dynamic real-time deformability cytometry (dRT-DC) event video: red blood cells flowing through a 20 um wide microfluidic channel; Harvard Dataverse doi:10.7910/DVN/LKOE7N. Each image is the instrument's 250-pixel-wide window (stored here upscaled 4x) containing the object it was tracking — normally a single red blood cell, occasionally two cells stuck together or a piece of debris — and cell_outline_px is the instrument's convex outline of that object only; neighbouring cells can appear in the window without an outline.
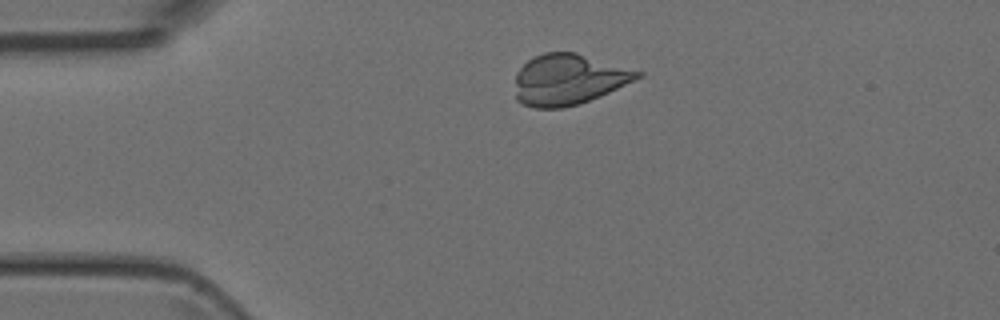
{"species": "Egyptian fruit bat (a non-hibernating species)", "species_latin": "Rousettus aegyptiacus", "temperature_condition": "room temperature", "stored_images_in_passage": 3, "camera_frame_rate_fps": 3000, "um_per_image_px": 0.085, "animal": {"sex": "female"}, "frame": {"image": 1, "passage_image": 2, "time_ms": 1.333, "image_size_px": [1000, 320], "cell_outline_px": [[644, 76], [600, 96], [564, 108], [536, 108], [524, 104], [516, 100], [516, 72], [528, 60], [544, 52], [576, 52], [644, 72]], "centroid_in_image_um": [48.34, 6.75], "position_along_channel_um": 36.7, "area_um2": 36.13}}